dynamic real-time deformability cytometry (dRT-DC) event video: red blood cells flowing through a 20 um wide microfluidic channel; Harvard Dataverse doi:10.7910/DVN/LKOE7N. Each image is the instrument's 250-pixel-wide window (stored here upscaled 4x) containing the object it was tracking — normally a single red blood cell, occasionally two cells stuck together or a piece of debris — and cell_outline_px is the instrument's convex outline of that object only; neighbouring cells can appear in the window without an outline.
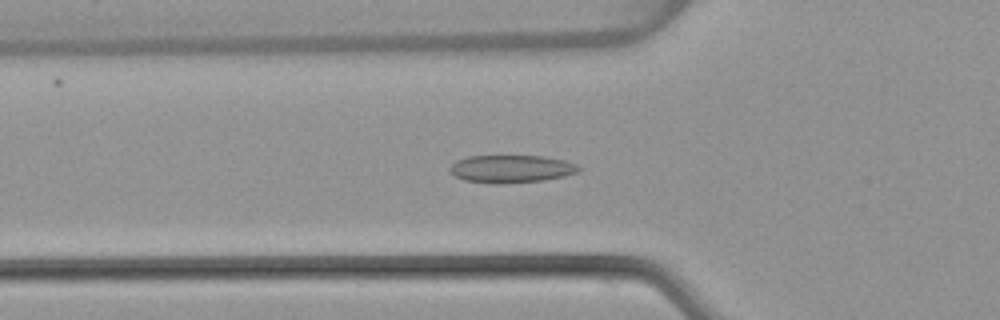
{"species": "common noctule bat (a hibernating species)", "species_latin": "Nyctalus noctula", "temperature_condition": "warm", "stored_images_in_passage": 52, "camera_frame_rate_fps": 3000, "um_per_image_px": 0.085, "animal": {"sex": "female", "body_mass_g": 22.7, "forearm_length_mm": 54.2}, "frame": {"image": 1, "passage_image": 18, "time_ms": 5.667, "image_size_px": [1000, 320], "cell_outline_px": [[580, 172], [564, 176], [544, 180], [500, 184], [496, 184], [464, 180], [448, 172], [448, 168], [456, 160], [468, 156], [544, 156], [564, 160], [576, 164], [580, 168]], "centroid_in_image_um": [43.44, 14.35], "position_along_channel_um": 82.4, "area_um2": 20.92}}
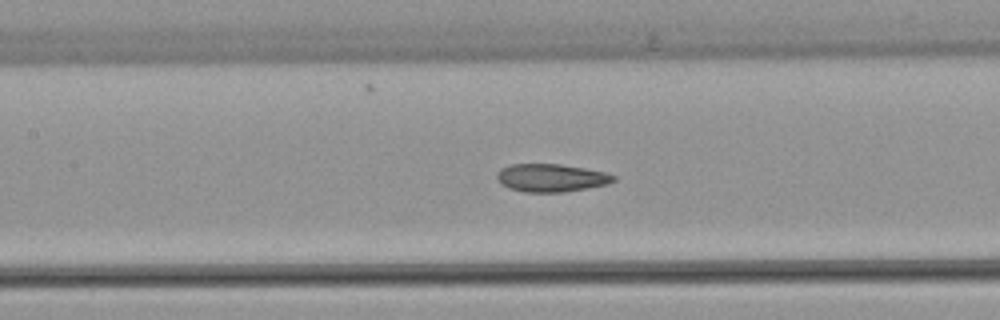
{"frame": {"image": 2, "passage_image": 24, "time_ms": 7.667, "image_size_px": [1000, 320], "cell_outline_px": [[616, 180], [608, 184], [564, 192], [524, 192], [508, 188], [500, 184], [496, 180], [496, 172], [500, 168], [512, 164], [560, 164], [584, 168], [604, 172], [616, 176]], "centroid_in_image_um": [46.8, 15.12], "position_along_channel_um": 160.6, "area_um2": 19.13}}
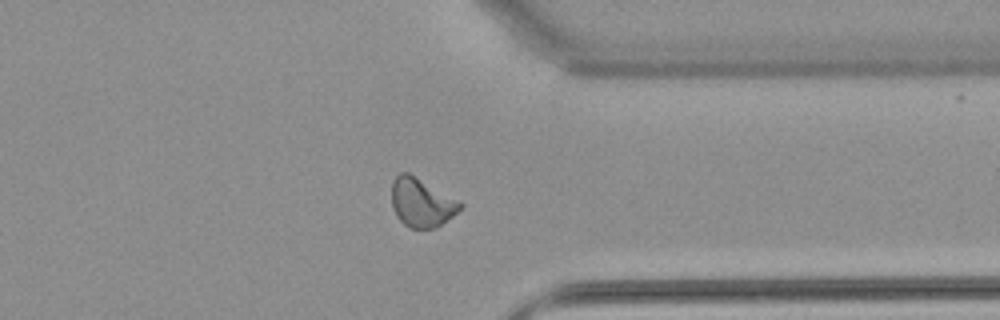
{"frame": {"image": 3, "passage_image": 41, "time_ms": 13.333, "image_size_px": [1000, 320], "cell_outline_px": [[464, 208], [436, 228], [412, 228], [404, 224], [396, 216], [392, 208], [392, 180], [400, 172], [408, 172], [464, 204]], "centroid_in_image_um": [35.82, 17.23], "position_along_channel_um": 375.6, "area_um2": 19.36}, "authors_computed_cell_mechanics": {"area_um2": 19.7965, "velocity_mm_per_s": 3.8714, "shape_relaxation_time_tau1_ms": null, "shape_relaxation_time_tau2_ms": 1.4902, "deformation_change_tau1": null, "deformation_change_tau2": 0.0661}}